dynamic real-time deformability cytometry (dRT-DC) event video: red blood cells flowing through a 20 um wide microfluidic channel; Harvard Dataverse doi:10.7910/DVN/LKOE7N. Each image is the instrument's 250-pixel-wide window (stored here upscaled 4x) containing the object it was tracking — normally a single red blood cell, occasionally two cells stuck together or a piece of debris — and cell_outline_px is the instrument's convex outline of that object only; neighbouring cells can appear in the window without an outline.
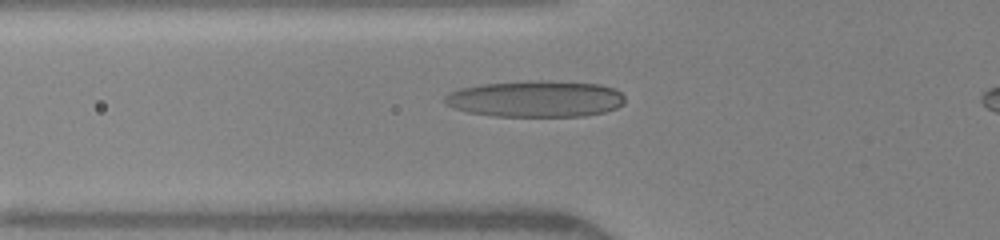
{"species": "human", "species_latin": "Homo sapiens", "temperature_condition": "warm", "stored_images_in_passage": 3, "camera_frame_rate_fps": 3000, "um_per_image_px": 0.085, "donor": {"sex": "female"}, "frame": {"image": 1, "passage_image": 3, "time_ms": 1.333, "image_size_px": [1000, 240], "cell_outline_px": [[624, 104], [616, 108], [604, 112], [584, 116], [492, 116], [468, 112], [444, 104], [444, 96], [448, 92], [460, 88], [480, 84], [528, 80], [548, 80], [600, 84], [612, 88], [620, 92], [624, 96]], "centroid_in_image_um": [45.51, 8.39], "position_along_channel_um": 80.3, "area_um2": 38.61}}